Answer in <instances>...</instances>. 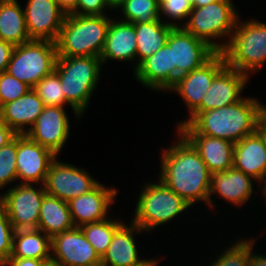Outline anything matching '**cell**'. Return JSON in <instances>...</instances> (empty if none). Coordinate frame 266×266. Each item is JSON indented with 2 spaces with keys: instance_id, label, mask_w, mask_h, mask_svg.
I'll list each match as a JSON object with an SVG mask.
<instances>
[{
  "instance_id": "6da1fadb",
  "label": "cell",
  "mask_w": 266,
  "mask_h": 266,
  "mask_svg": "<svg viewBox=\"0 0 266 266\" xmlns=\"http://www.w3.org/2000/svg\"><path fill=\"white\" fill-rule=\"evenodd\" d=\"M266 106L255 98L240 101L218 109L192 112L187 121L177 124L182 135H205L236 143L256 131Z\"/></svg>"
},
{
  "instance_id": "7a4b0ae2",
  "label": "cell",
  "mask_w": 266,
  "mask_h": 266,
  "mask_svg": "<svg viewBox=\"0 0 266 266\" xmlns=\"http://www.w3.org/2000/svg\"><path fill=\"white\" fill-rule=\"evenodd\" d=\"M179 138L163 150L159 180L190 206L200 200L208 204L212 174L194 146L181 133Z\"/></svg>"
},
{
  "instance_id": "3957f363",
  "label": "cell",
  "mask_w": 266,
  "mask_h": 266,
  "mask_svg": "<svg viewBox=\"0 0 266 266\" xmlns=\"http://www.w3.org/2000/svg\"><path fill=\"white\" fill-rule=\"evenodd\" d=\"M110 20L107 15L67 14L55 42L57 56L100 57Z\"/></svg>"
},
{
  "instance_id": "277c9868",
  "label": "cell",
  "mask_w": 266,
  "mask_h": 266,
  "mask_svg": "<svg viewBox=\"0 0 266 266\" xmlns=\"http://www.w3.org/2000/svg\"><path fill=\"white\" fill-rule=\"evenodd\" d=\"M101 66L100 57H57L54 71L61 80L64 96L77 118L88 108L89 100L99 83Z\"/></svg>"
},
{
  "instance_id": "5b68a950",
  "label": "cell",
  "mask_w": 266,
  "mask_h": 266,
  "mask_svg": "<svg viewBox=\"0 0 266 266\" xmlns=\"http://www.w3.org/2000/svg\"><path fill=\"white\" fill-rule=\"evenodd\" d=\"M239 19L222 53L228 67L248 76L266 60V23L251 19L240 23Z\"/></svg>"
},
{
  "instance_id": "8992f818",
  "label": "cell",
  "mask_w": 266,
  "mask_h": 266,
  "mask_svg": "<svg viewBox=\"0 0 266 266\" xmlns=\"http://www.w3.org/2000/svg\"><path fill=\"white\" fill-rule=\"evenodd\" d=\"M234 6L232 0H217L203 7H193L188 21L181 27L206 42L216 52H222L225 49L224 41L219 44L214 39L226 36L230 40L238 20Z\"/></svg>"
},
{
  "instance_id": "52a82bcc",
  "label": "cell",
  "mask_w": 266,
  "mask_h": 266,
  "mask_svg": "<svg viewBox=\"0 0 266 266\" xmlns=\"http://www.w3.org/2000/svg\"><path fill=\"white\" fill-rule=\"evenodd\" d=\"M143 189L137 200L132 222L145 232L167 223L191 207L161 180L158 184H145Z\"/></svg>"
},
{
  "instance_id": "ba28073f",
  "label": "cell",
  "mask_w": 266,
  "mask_h": 266,
  "mask_svg": "<svg viewBox=\"0 0 266 266\" xmlns=\"http://www.w3.org/2000/svg\"><path fill=\"white\" fill-rule=\"evenodd\" d=\"M57 57L55 42L30 40L14 46L6 72L33 88L54 71Z\"/></svg>"
},
{
  "instance_id": "9c48e42d",
  "label": "cell",
  "mask_w": 266,
  "mask_h": 266,
  "mask_svg": "<svg viewBox=\"0 0 266 266\" xmlns=\"http://www.w3.org/2000/svg\"><path fill=\"white\" fill-rule=\"evenodd\" d=\"M43 187L18 184L0 195V205L5 209L14 230L38 229L41 203L46 195Z\"/></svg>"
},
{
  "instance_id": "30bf717a",
  "label": "cell",
  "mask_w": 266,
  "mask_h": 266,
  "mask_svg": "<svg viewBox=\"0 0 266 266\" xmlns=\"http://www.w3.org/2000/svg\"><path fill=\"white\" fill-rule=\"evenodd\" d=\"M99 184L85 169L74 167L55 159L46 175L44 188L50 196L63 201L70 200L93 190Z\"/></svg>"
},
{
  "instance_id": "8fae6325",
  "label": "cell",
  "mask_w": 266,
  "mask_h": 266,
  "mask_svg": "<svg viewBox=\"0 0 266 266\" xmlns=\"http://www.w3.org/2000/svg\"><path fill=\"white\" fill-rule=\"evenodd\" d=\"M167 44L172 48V67H176V81L180 76L202 66L216 53L206 42L181 26L171 30Z\"/></svg>"
},
{
  "instance_id": "7c38bea8",
  "label": "cell",
  "mask_w": 266,
  "mask_h": 266,
  "mask_svg": "<svg viewBox=\"0 0 266 266\" xmlns=\"http://www.w3.org/2000/svg\"><path fill=\"white\" fill-rule=\"evenodd\" d=\"M51 261L59 266H101V257L80 227L51 237Z\"/></svg>"
},
{
  "instance_id": "4fadbf2b",
  "label": "cell",
  "mask_w": 266,
  "mask_h": 266,
  "mask_svg": "<svg viewBox=\"0 0 266 266\" xmlns=\"http://www.w3.org/2000/svg\"><path fill=\"white\" fill-rule=\"evenodd\" d=\"M226 66L222 52H216L206 63L180 76L170 91L178 93L191 114L202 102L214 77Z\"/></svg>"
},
{
  "instance_id": "5bb4252c",
  "label": "cell",
  "mask_w": 266,
  "mask_h": 266,
  "mask_svg": "<svg viewBox=\"0 0 266 266\" xmlns=\"http://www.w3.org/2000/svg\"><path fill=\"white\" fill-rule=\"evenodd\" d=\"M56 157L51 150L34 142L26 134H17L16 168L17 179H21V184H44L49 167Z\"/></svg>"
},
{
  "instance_id": "9a60e30c",
  "label": "cell",
  "mask_w": 266,
  "mask_h": 266,
  "mask_svg": "<svg viewBox=\"0 0 266 266\" xmlns=\"http://www.w3.org/2000/svg\"><path fill=\"white\" fill-rule=\"evenodd\" d=\"M23 10L30 40L56 42L66 14L55 0H28Z\"/></svg>"
},
{
  "instance_id": "2e32d148",
  "label": "cell",
  "mask_w": 266,
  "mask_h": 266,
  "mask_svg": "<svg viewBox=\"0 0 266 266\" xmlns=\"http://www.w3.org/2000/svg\"><path fill=\"white\" fill-rule=\"evenodd\" d=\"M69 126L64 107L44 106L34 125L25 134L57 156L68 140Z\"/></svg>"
},
{
  "instance_id": "e0dca14e",
  "label": "cell",
  "mask_w": 266,
  "mask_h": 266,
  "mask_svg": "<svg viewBox=\"0 0 266 266\" xmlns=\"http://www.w3.org/2000/svg\"><path fill=\"white\" fill-rule=\"evenodd\" d=\"M249 76L227 65L214 77L213 82L193 112H203L232 105L240 101L241 92Z\"/></svg>"
},
{
  "instance_id": "ac0fdd59",
  "label": "cell",
  "mask_w": 266,
  "mask_h": 266,
  "mask_svg": "<svg viewBox=\"0 0 266 266\" xmlns=\"http://www.w3.org/2000/svg\"><path fill=\"white\" fill-rule=\"evenodd\" d=\"M116 190L99 183L93 190L70 200L68 205L74 226L80 227L108 218L107 211L114 202Z\"/></svg>"
},
{
  "instance_id": "d6986e66",
  "label": "cell",
  "mask_w": 266,
  "mask_h": 266,
  "mask_svg": "<svg viewBox=\"0 0 266 266\" xmlns=\"http://www.w3.org/2000/svg\"><path fill=\"white\" fill-rule=\"evenodd\" d=\"M122 224L114 233L110 246L101 258V266H156L154 259L138 257L135 233L143 230L135 223Z\"/></svg>"
},
{
  "instance_id": "ffe728a7",
  "label": "cell",
  "mask_w": 266,
  "mask_h": 266,
  "mask_svg": "<svg viewBox=\"0 0 266 266\" xmlns=\"http://www.w3.org/2000/svg\"><path fill=\"white\" fill-rule=\"evenodd\" d=\"M135 78L147 88L167 90L176 83V67H172V48L166 44L144 59L136 69Z\"/></svg>"
},
{
  "instance_id": "44dd1931",
  "label": "cell",
  "mask_w": 266,
  "mask_h": 266,
  "mask_svg": "<svg viewBox=\"0 0 266 266\" xmlns=\"http://www.w3.org/2000/svg\"><path fill=\"white\" fill-rule=\"evenodd\" d=\"M233 168L263 183L266 176V148L257 131L235 143Z\"/></svg>"
},
{
  "instance_id": "7402d4cb",
  "label": "cell",
  "mask_w": 266,
  "mask_h": 266,
  "mask_svg": "<svg viewBox=\"0 0 266 266\" xmlns=\"http://www.w3.org/2000/svg\"><path fill=\"white\" fill-rule=\"evenodd\" d=\"M253 179L235 168L212 174L208 205L213 207L212 204L214 205V203L211 200V196L214 193H218L222 199L231 204L233 203V205H244L252 196Z\"/></svg>"
},
{
  "instance_id": "603a6c76",
  "label": "cell",
  "mask_w": 266,
  "mask_h": 266,
  "mask_svg": "<svg viewBox=\"0 0 266 266\" xmlns=\"http://www.w3.org/2000/svg\"><path fill=\"white\" fill-rule=\"evenodd\" d=\"M44 108L43 101L31 88L25 95L0 107L1 120L16 134H25ZM26 128V129H25Z\"/></svg>"
},
{
  "instance_id": "cb8c5ba5",
  "label": "cell",
  "mask_w": 266,
  "mask_h": 266,
  "mask_svg": "<svg viewBox=\"0 0 266 266\" xmlns=\"http://www.w3.org/2000/svg\"><path fill=\"white\" fill-rule=\"evenodd\" d=\"M137 58L135 24L126 21L110 20L105 46L100 59L134 61Z\"/></svg>"
},
{
  "instance_id": "d4e9b609",
  "label": "cell",
  "mask_w": 266,
  "mask_h": 266,
  "mask_svg": "<svg viewBox=\"0 0 266 266\" xmlns=\"http://www.w3.org/2000/svg\"><path fill=\"white\" fill-rule=\"evenodd\" d=\"M199 152L211 174L233 168L235 143L205 135H183Z\"/></svg>"
},
{
  "instance_id": "484cf974",
  "label": "cell",
  "mask_w": 266,
  "mask_h": 266,
  "mask_svg": "<svg viewBox=\"0 0 266 266\" xmlns=\"http://www.w3.org/2000/svg\"><path fill=\"white\" fill-rule=\"evenodd\" d=\"M174 27H179V25L173 22L164 23L161 19L151 23L135 24L137 57L139 58L135 69L144 59L167 44L168 36Z\"/></svg>"
},
{
  "instance_id": "4316f807",
  "label": "cell",
  "mask_w": 266,
  "mask_h": 266,
  "mask_svg": "<svg viewBox=\"0 0 266 266\" xmlns=\"http://www.w3.org/2000/svg\"><path fill=\"white\" fill-rule=\"evenodd\" d=\"M74 227L68 202L46 194L41 203L38 229L52 237Z\"/></svg>"
},
{
  "instance_id": "83f0119b",
  "label": "cell",
  "mask_w": 266,
  "mask_h": 266,
  "mask_svg": "<svg viewBox=\"0 0 266 266\" xmlns=\"http://www.w3.org/2000/svg\"><path fill=\"white\" fill-rule=\"evenodd\" d=\"M51 237L39 229L14 232L12 252L9 258L51 260Z\"/></svg>"
},
{
  "instance_id": "f1b7e54d",
  "label": "cell",
  "mask_w": 266,
  "mask_h": 266,
  "mask_svg": "<svg viewBox=\"0 0 266 266\" xmlns=\"http://www.w3.org/2000/svg\"><path fill=\"white\" fill-rule=\"evenodd\" d=\"M0 40L14 46L30 41L24 10L17 0H0Z\"/></svg>"
},
{
  "instance_id": "f546056e",
  "label": "cell",
  "mask_w": 266,
  "mask_h": 266,
  "mask_svg": "<svg viewBox=\"0 0 266 266\" xmlns=\"http://www.w3.org/2000/svg\"><path fill=\"white\" fill-rule=\"evenodd\" d=\"M113 220L112 218H106L80 226L86 239L101 258L110 246L115 231L123 224L121 221Z\"/></svg>"
},
{
  "instance_id": "4dcf8cb0",
  "label": "cell",
  "mask_w": 266,
  "mask_h": 266,
  "mask_svg": "<svg viewBox=\"0 0 266 266\" xmlns=\"http://www.w3.org/2000/svg\"><path fill=\"white\" fill-rule=\"evenodd\" d=\"M117 8L125 17L122 21L142 24L160 19L158 0H124Z\"/></svg>"
},
{
  "instance_id": "1f68e13d",
  "label": "cell",
  "mask_w": 266,
  "mask_h": 266,
  "mask_svg": "<svg viewBox=\"0 0 266 266\" xmlns=\"http://www.w3.org/2000/svg\"><path fill=\"white\" fill-rule=\"evenodd\" d=\"M33 90L43 101L44 106L64 107L68 103L62 90L61 80L55 71L41 79Z\"/></svg>"
},
{
  "instance_id": "d6a6232c",
  "label": "cell",
  "mask_w": 266,
  "mask_h": 266,
  "mask_svg": "<svg viewBox=\"0 0 266 266\" xmlns=\"http://www.w3.org/2000/svg\"><path fill=\"white\" fill-rule=\"evenodd\" d=\"M17 135L0 148V190L7 184L17 181Z\"/></svg>"
},
{
  "instance_id": "836d02e7",
  "label": "cell",
  "mask_w": 266,
  "mask_h": 266,
  "mask_svg": "<svg viewBox=\"0 0 266 266\" xmlns=\"http://www.w3.org/2000/svg\"><path fill=\"white\" fill-rule=\"evenodd\" d=\"M212 262V266H248L251 255V240H239Z\"/></svg>"
},
{
  "instance_id": "e575fe53",
  "label": "cell",
  "mask_w": 266,
  "mask_h": 266,
  "mask_svg": "<svg viewBox=\"0 0 266 266\" xmlns=\"http://www.w3.org/2000/svg\"><path fill=\"white\" fill-rule=\"evenodd\" d=\"M30 89V86L8 72L0 73V107L25 95Z\"/></svg>"
},
{
  "instance_id": "d590c367",
  "label": "cell",
  "mask_w": 266,
  "mask_h": 266,
  "mask_svg": "<svg viewBox=\"0 0 266 266\" xmlns=\"http://www.w3.org/2000/svg\"><path fill=\"white\" fill-rule=\"evenodd\" d=\"M193 9L192 0H161L159 2V14L175 20L184 21L188 19L190 11ZM184 19V20H183Z\"/></svg>"
},
{
  "instance_id": "8d00e7d4",
  "label": "cell",
  "mask_w": 266,
  "mask_h": 266,
  "mask_svg": "<svg viewBox=\"0 0 266 266\" xmlns=\"http://www.w3.org/2000/svg\"><path fill=\"white\" fill-rule=\"evenodd\" d=\"M14 232L5 209L0 205V262L2 264L11 255Z\"/></svg>"
},
{
  "instance_id": "74e56055",
  "label": "cell",
  "mask_w": 266,
  "mask_h": 266,
  "mask_svg": "<svg viewBox=\"0 0 266 266\" xmlns=\"http://www.w3.org/2000/svg\"><path fill=\"white\" fill-rule=\"evenodd\" d=\"M110 8L106 0H78L76 15H105L103 12Z\"/></svg>"
},
{
  "instance_id": "f35d334b",
  "label": "cell",
  "mask_w": 266,
  "mask_h": 266,
  "mask_svg": "<svg viewBox=\"0 0 266 266\" xmlns=\"http://www.w3.org/2000/svg\"><path fill=\"white\" fill-rule=\"evenodd\" d=\"M14 45L0 40V73L7 70Z\"/></svg>"
},
{
  "instance_id": "ab89813d",
  "label": "cell",
  "mask_w": 266,
  "mask_h": 266,
  "mask_svg": "<svg viewBox=\"0 0 266 266\" xmlns=\"http://www.w3.org/2000/svg\"><path fill=\"white\" fill-rule=\"evenodd\" d=\"M51 260H37L32 258H8L3 266H43Z\"/></svg>"
},
{
  "instance_id": "60d3db41",
  "label": "cell",
  "mask_w": 266,
  "mask_h": 266,
  "mask_svg": "<svg viewBox=\"0 0 266 266\" xmlns=\"http://www.w3.org/2000/svg\"><path fill=\"white\" fill-rule=\"evenodd\" d=\"M17 134L9 128L0 117V148L10 142Z\"/></svg>"
},
{
  "instance_id": "b9f144b4",
  "label": "cell",
  "mask_w": 266,
  "mask_h": 266,
  "mask_svg": "<svg viewBox=\"0 0 266 266\" xmlns=\"http://www.w3.org/2000/svg\"><path fill=\"white\" fill-rule=\"evenodd\" d=\"M59 7L67 14H73L77 10L78 0H55Z\"/></svg>"
},
{
  "instance_id": "7bdbcfd3",
  "label": "cell",
  "mask_w": 266,
  "mask_h": 266,
  "mask_svg": "<svg viewBox=\"0 0 266 266\" xmlns=\"http://www.w3.org/2000/svg\"><path fill=\"white\" fill-rule=\"evenodd\" d=\"M256 131L260 134L266 148V114L259 120Z\"/></svg>"
},
{
  "instance_id": "ee69618b",
  "label": "cell",
  "mask_w": 266,
  "mask_h": 266,
  "mask_svg": "<svg viewBox=\"0 0 266 266\" xmlns=\"http://www.w3.org/2000/svg\"><path fill=\"white\" fill-rule=\"evenodd\" d=\"M217 0H192L193 7H203Z\"/></svg>"
},
{
  "instance_id": "f6af8a7d",
  "label": "cell",
  "mask_w": 266,
  "mask_h": 266,
  "mask_svg": "<svg viewBox=\"0 0 266 266\" xmlns=\"http://www.w3.org/2000/svg\"><path fill=\"white\" fill-rule=\"evenodd\" d=\"M124 0H106L107 4L109 5L110 9H114L123 2Z\"/></svg>"
},
{
  "instance_id": "bcb514c9",
  "label": "cell",
  "mask_w": 266,
  "mask_h": 266,
  "mask_svg": "<svg viewBox=\"0 0 266 266\" xmlns=\"http://www.w3.org/2000/svg\"><path fill=\"white\" fill-rule=\"evenodd\" d=\"M43 266H59V265L53 261H48Z\"/></svg>"
},
{
  "instance_id": "7dc6e473",
  "label": "cell",
  "mask_w": 266,
  "mask_h": 266,
  "mask_svg": "<svg viewBox=\"0 0 266 266\" xmlns=\"http://www.w3.org/2000/svg\"><path fill=\"white\" fill-rule=\"evenodd\" d=\"M263 182H264L263 184L266 185V176H265Z\"/></svg>"
}]
</instances>
